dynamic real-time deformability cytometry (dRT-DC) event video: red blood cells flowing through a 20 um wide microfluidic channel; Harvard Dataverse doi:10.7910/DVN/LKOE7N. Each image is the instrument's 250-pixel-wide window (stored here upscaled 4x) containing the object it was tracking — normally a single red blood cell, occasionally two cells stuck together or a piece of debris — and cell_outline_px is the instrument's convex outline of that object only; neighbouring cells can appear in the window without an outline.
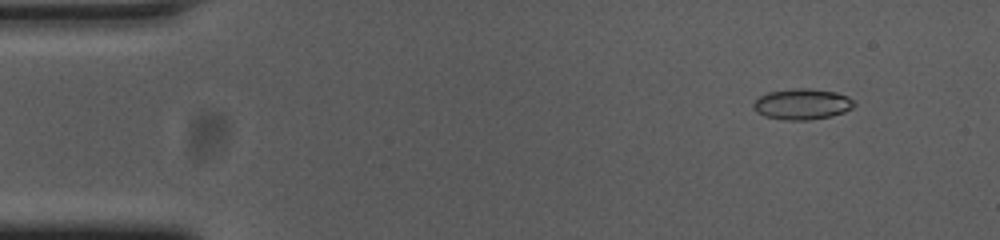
{"species": "common noctule bat (a hibernating species)", "species_latin": "Nyctalus noctula", "temperature_condition": "cold", "stored_images_in_passage": 56, "camera_frame_rate_fps": 3000, "um_per_image_px": 0.085, "animal": {"sex": "female", "body_mass_g": 23.0, "forearm_length_mm": 53.4}, "frame": {"image": 1, "passage_image": 6, "time_ms": 1.667, "image_size_px": [1000, 240], "cell_outline_px": [[856, 104], [852, 108], [844, 112], [832, 116], [808, 120], [784, 120], [764, 116], [756, 112], [752, 104], [760, 96], [768, 92], [796, 88], [808, 88], [836, 92], [848, 96]], "centroid_in_image_um": [68.19, 8.85], "position_along_channel_um": 16.8, "area_um2": 18.15}}
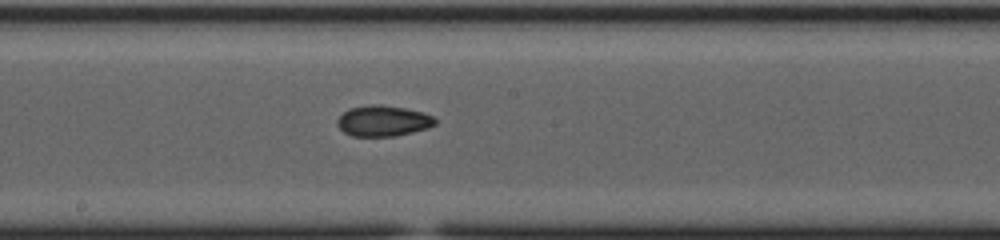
{"frame": {"image": 2, "passage_image": 30, "time_ms": 9.667, "image_size_px": [1000, 240], "cell_outline_px": [[436, 124], [428, 128], [396, 136], [352, 136], [344, 132], [336, 124], [336, 120], [348, 108], [372, 104], [380, 104], [404, 108], [424, 112], [432, 116], [436, 120]], "centroid_in_image_um": [32.56, 10.27], "position_along_channel_um": 215.6, "area_um2": 17.63}}
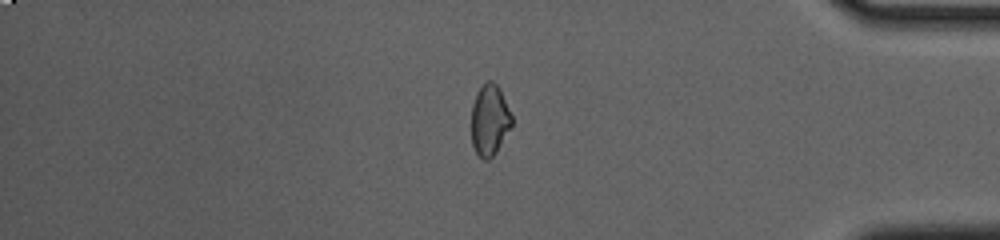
{"frame": {"image": 3, "passage_image": 47, "time_ms": 15.333, "image_size_px": [1000, 240], "cell_outline_px": [[512, 124], [496, 152], [488, 160], [484, 160], [476, 152], [472, 144], [472, 104], [480, 88], [488, 80], [492, 80], [496, 84], [512, 116]], "centroid_in_image_um": [41.61, 10.23], "position_along_channel_um": 393.6, "area_um2": 16.24}, "authors_computed_cell_mechanics": {"area_um2": 17.2244, "velocity_mm_per_s": 3.6758, "shape_relaxation_time_tau1_ms": null, "shape_relaxation_time_tau2_ms": 5.7703, "deformation_change_tau1": null, "deformation_change_tau2": 0.103}}